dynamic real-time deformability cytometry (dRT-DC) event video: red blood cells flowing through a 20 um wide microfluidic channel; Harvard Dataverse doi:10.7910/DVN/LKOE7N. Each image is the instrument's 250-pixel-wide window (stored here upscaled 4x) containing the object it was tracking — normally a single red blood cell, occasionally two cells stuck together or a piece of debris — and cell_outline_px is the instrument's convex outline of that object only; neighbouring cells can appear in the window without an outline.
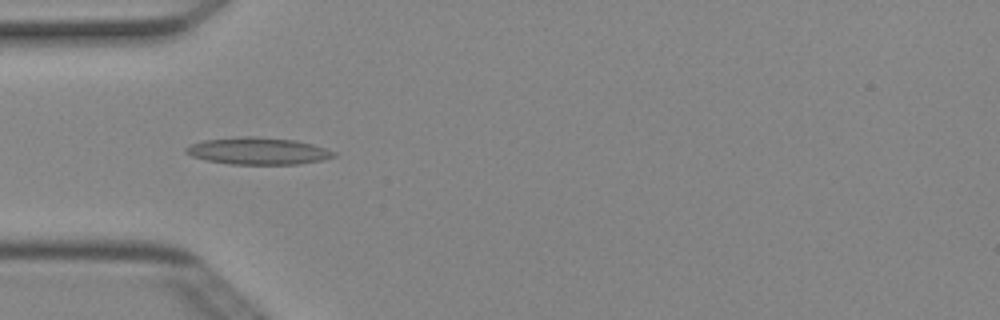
{"species": "Egyptian fruit bat (a non-hibernating species)", "species_latin": "Rousettus aegyptiacus", "temperature_condition": "cold", "stored_images_in_passage": 6, "camera_frame_rate_fps": 3000, "um_per_image_px": 0.085, "animal": {"sex": "female"}, "frame": {"image": 1, "passage_image": 4, "time_ms": 1.0, "image_size_px": [1000, 320], "cell_outline_px": [[336, 156], [320, 160], [300, 164], [232, 164], [204, 160], [192, 156], [184, 152], [184, 148], [192, 144], [204, 140], [248, 136], [256, 136], [296, 140], [312, 144], [336, 152]], "centroid_in_image_um": [21.92, 12.83], "position_along_channel_um": 63.1, "area_um2": 23.18}}
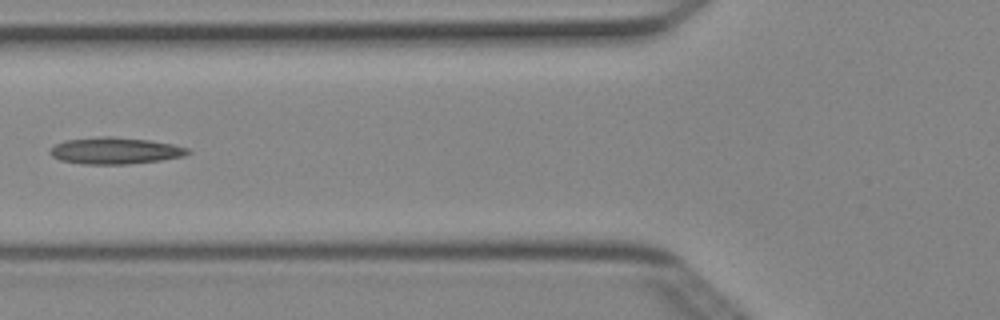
{"frame": {"image": 2, "passage_image": 5, "time_ms": 1.333, "image_size_px": [1000, 320], "cell_outline_px": [[192, 152], [184, 156], [160, 160], [128, 164], [80, 164], [60, 160], [52, 156], [48, 152], [56, 144], [64, 140], [100, 136], [112, 136], [148, 140], [172, 144], [188, 148]], "centroid_in_image_um": [9.77, 12.81], "position_along_channel_um": 116.0, "area_um2": 21.44}}
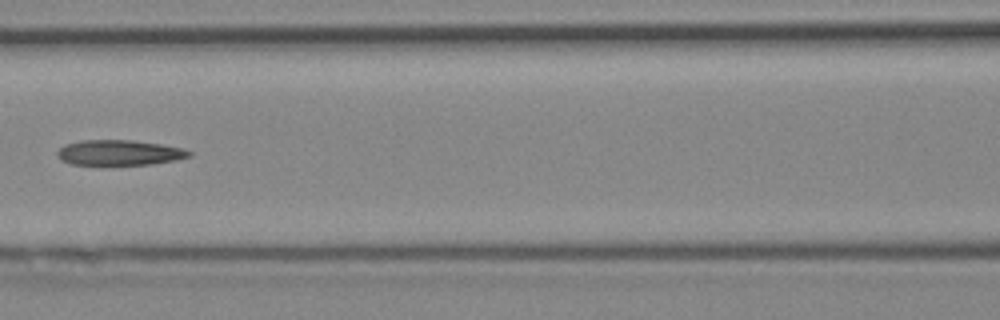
{"frame": {"image": 3, "passage_image": 6, "time_ms": 1.667, "image_size_px": [1000, 320], "cell_outline_px": [[192, 156], [176, 160], [152, 164], [72, 164], [60, 160], [56, 156], [56, 152], [64, 144], [80, 140], [132, 140], [160, 144], [184, 148], [192, 152]], "centroid_in_image_um": [10.14, 12.97], "position_along_channel_um": 156.5, "area_um2": 19.48}}